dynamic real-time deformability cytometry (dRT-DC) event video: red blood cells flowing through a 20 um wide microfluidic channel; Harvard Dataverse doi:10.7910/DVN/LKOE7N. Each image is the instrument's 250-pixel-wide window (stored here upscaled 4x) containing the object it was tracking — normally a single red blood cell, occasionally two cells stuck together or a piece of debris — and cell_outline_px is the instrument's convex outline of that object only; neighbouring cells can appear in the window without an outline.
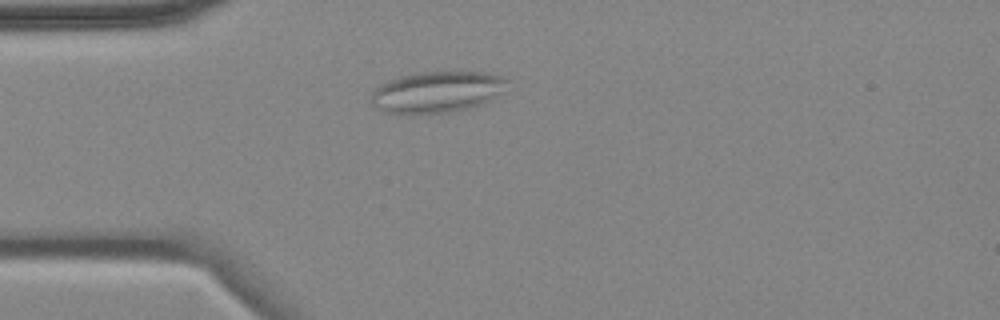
{"species": "common noctule bat (a hibernating species)", "species_latin": "Nyctalus noctula", "temperature_condition": "cold", "stored_images_in_passage": 11, "camera_frame_rate_fps": 3000, "um_per_image_px": 0.085, "animal": {"sex": "female", "body_mass_g": 18.4}, "frame": {"image": 1, "passage_image": 1, "time_ms": 0.0, "image_size_px": [1000, 320], "cell_outline_px": [[508, 80], [500, 92], [492, 100], [484, 104], [472, 108], [448, 112], [416, 116], [408, 116], [384, 112], [376, 108], [372, 104], [372, 88], [388, 80], [400, 76], [416, 72], [488, 72], [500, 76]], "centroid_in_image_um": [37.07, 7.85], "position_along_channel_um": 47.9, "area_um2": 33.52}, "authors_computed_cell_mechanics": {"area_um2": 24.1026, "velocity_mm_per_s": 3.4878, "shape_relaxation_time_tau1_ms": null, "shape_relaxation_time_tau2_ms": 4.8161, "deformation_change_tau1": null, "deformation_change_tau2": 0.1279}}